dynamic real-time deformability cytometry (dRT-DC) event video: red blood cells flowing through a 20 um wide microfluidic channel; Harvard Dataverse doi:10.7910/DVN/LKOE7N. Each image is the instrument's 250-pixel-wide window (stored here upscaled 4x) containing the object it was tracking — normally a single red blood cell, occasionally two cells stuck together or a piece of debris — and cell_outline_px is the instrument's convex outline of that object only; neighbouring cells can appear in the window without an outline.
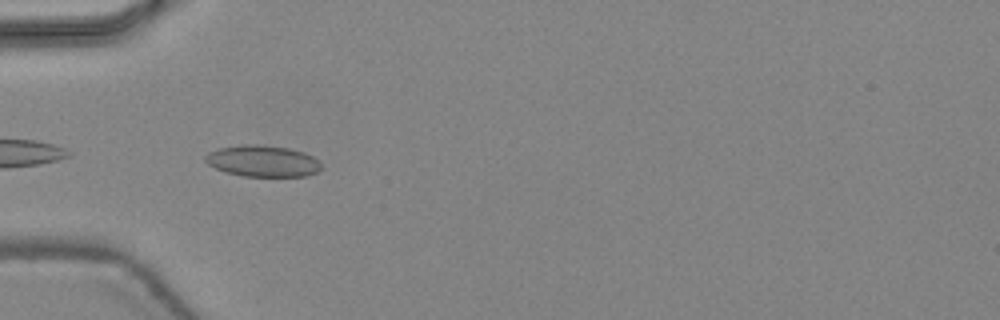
{"species": "common noctule bat (a hibernating species)", "species_latin": "Nyctalus noctula", "temperature_condition": "warm", "stored_images_in_passage": 20, "camera_frame_rate_fps": 3000, "um_per_image_px": 0.085, "animal": {"sex": "female", "body_mass_g": 24.6, "forearm_length_mm": 56.2}, "frame": {"image": 1, "passage_image": 16, "time_ms": 5.0, "image_size_px": [1000, 320], "cell_outline_px": [[320, 168], [316, 172], [304, 176], [244, 176], [224, 172], [208, 164], [204, 160], [204, 156], [208, 152], [220, 148], [240, 144], [256, 144], [288, 148], [304, 152], [312, 156], [320, 164]], "centroid_in_image_um": [22.27, 13.68], "position_along_channel_um": 62.7, "area_um2": 21.1}}